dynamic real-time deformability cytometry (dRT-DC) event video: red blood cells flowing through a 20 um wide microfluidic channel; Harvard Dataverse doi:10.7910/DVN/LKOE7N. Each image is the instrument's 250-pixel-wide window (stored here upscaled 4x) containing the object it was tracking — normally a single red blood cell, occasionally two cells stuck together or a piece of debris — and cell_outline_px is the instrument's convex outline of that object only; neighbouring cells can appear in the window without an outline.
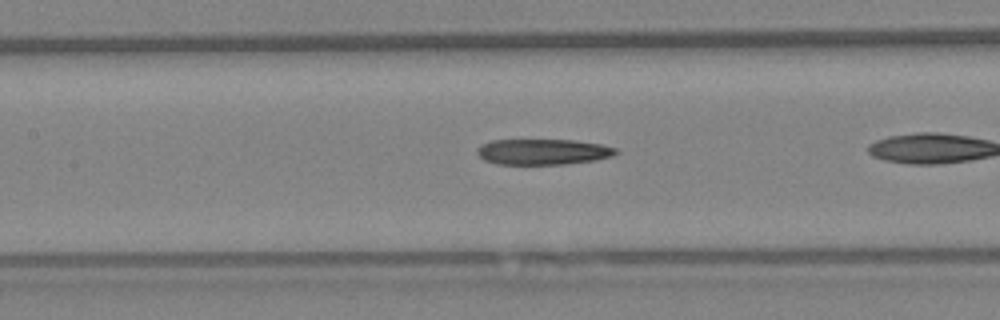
{"species": "Egyptian fruit bat (a non-hibernating species)", "species_latin": "Rousettus aegyptiacus", "temperature_condition": "warm", "stored_images_in_passage": 31, "camera_frame_rate_fps": 3000, "um_per_image_px": 0.085, "animal": {"sex": "female"}, "frame": {"image": 1, "passage_image": 18, "time_ms": 5.667, "image_size_px": [1000, 320], "cell_outline_px": [[620, 152], [612, 156], [596, 160], [564, 164], [496, 164], [484, 160], [476, 152], [476, 148], [480, 144], [492, 140], [576, 140], [600, 144], [616, 148]], "centroid_in_image_um": [46.14, 12.9], "position_along_channel_um": 161.3, "area_um2": 20.92}}